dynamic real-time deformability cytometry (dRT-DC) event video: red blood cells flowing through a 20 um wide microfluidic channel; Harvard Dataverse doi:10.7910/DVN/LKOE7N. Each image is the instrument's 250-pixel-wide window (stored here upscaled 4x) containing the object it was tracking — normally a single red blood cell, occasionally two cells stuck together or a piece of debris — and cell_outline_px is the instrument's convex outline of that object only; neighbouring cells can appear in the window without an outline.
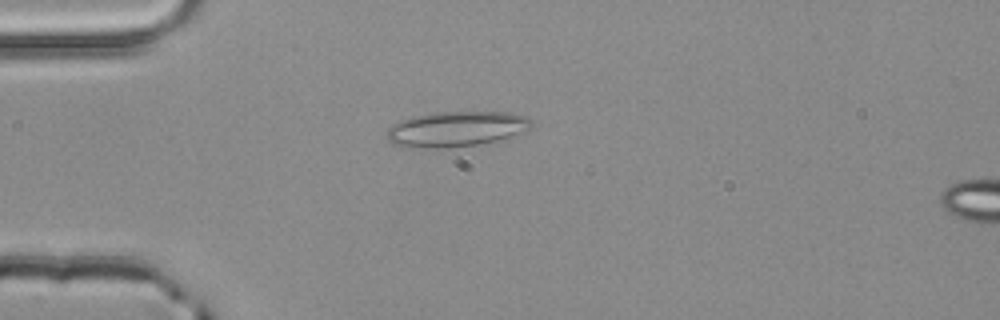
{"species": "common noctule bat (a hibernating species)", "species_latin": "Nyctalus noctula", "temperature_condition": "room temperature", "stored_images_in_passage": 3, "segment_of_instrument_passage": [1, 2], "camera_frame_rate_fps": 3000, "um_per_image_px": 0.085, "animal": {"sex": "male", "body_mass_g": 20.4}, "frame": {"image": 1, "passage_image": 2, "time_ms": 0.333, "image_size_px": [1000, 320], "cell_outline_px": [[532, 128], [496, 144], [448, 148], [404, 148], [392, 144], [388, 140], [388, 128], [392, 124], [400, 120], [412, 116], [432, 112], [508, 112], [528, 116], [532, 120]], "centroid_in_image_um": [38.84, 11.0], "position_along_channel_um": 46.2, "area_um2": 31.04}}